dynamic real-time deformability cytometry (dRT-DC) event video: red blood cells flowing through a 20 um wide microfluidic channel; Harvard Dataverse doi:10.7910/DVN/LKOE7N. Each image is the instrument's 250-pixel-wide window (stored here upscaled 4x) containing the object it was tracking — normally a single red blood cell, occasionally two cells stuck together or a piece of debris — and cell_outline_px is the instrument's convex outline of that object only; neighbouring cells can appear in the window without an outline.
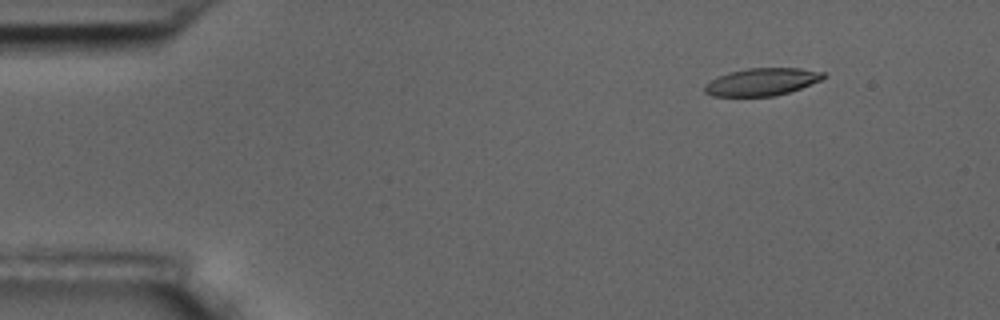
{"species": "common noctule bat (a hibernating species)", "species_latin": "Nyctalus noctula", "temperature_condition": "room temperature", "stored_images_in_passage": 57, "camera_frame_rate_fps": 3000, "um_per_image_px": 0.085, "animal": {"sex": "male", "body_mass_g": 17.5, "forearm_length_mm": 52.3}, "frame": {"image": 1, "passage_image": 7, "time_ms": 2.0, "image_size_px": [1000, 320], "cell_outline_px": [[828, 76], [820, 80], [800, 88], [776, 96], [712, 96], [704, 92], [704, 84], [716, 76], [728, 72], [748, 68], [800, 68], [824, 72]], "centroid_in_image_um": [64.73, 6.95], "position_along_channel_um": 20.3, "area_um2": 19.13}}
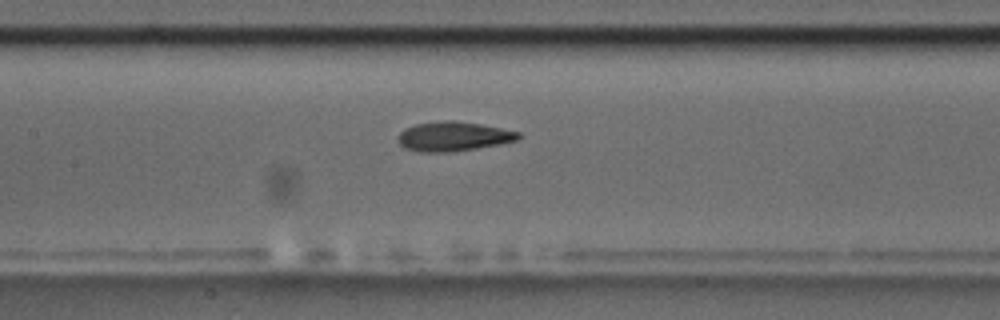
{"frame": {"image": 2, "passage_image": 27, "time_ms": 8.667, "image_size_px": [1000, 320], "cell_outline_px": [[524, 136], [516, 140], [500, 144], [452, 152], [420, 152], [404, 148], [396, 140], [396, 136], [404, 128], [416, 124], [448, 120], [456, 120], [480, 124], [520, 132]], "centroid_in_image_um": [38.51, 11.6], "position_along_channel_um": 168.9, "area_um2": 20.81}}
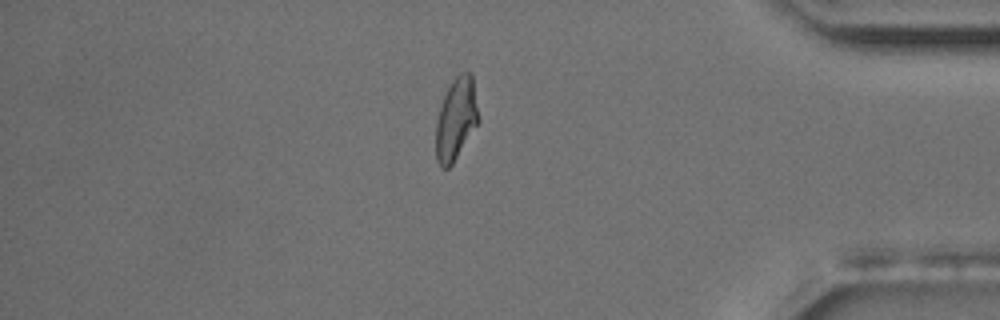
{"frame": {"image": 3, "passage_image": 49, "time_ms": 16.0, "image_size_px": [1000, 320], "cell_outline_px": [[480, 120], [452, 164], [448, 168], [440, 168], [436, 160], [436, 120], [444, 96], [452, 80], [460, 72], [472, 72]], "centroid_in_image_um": [38.77, 10.1], "position_along_channel_um": 396.4, "area_um2": 20.46}, "authors_computed_cell_mechanics": {"area_um2": 20.4034, "velocity_mm_per_s": 3.5266, "shape_relaxation_time_tau1_ms": 6.8344, "shape_relaxation_time_tau2_ms": 2.2225, "deformation_change_tau1": 0.2083, "deformation_change_tau2": 0.0986}}